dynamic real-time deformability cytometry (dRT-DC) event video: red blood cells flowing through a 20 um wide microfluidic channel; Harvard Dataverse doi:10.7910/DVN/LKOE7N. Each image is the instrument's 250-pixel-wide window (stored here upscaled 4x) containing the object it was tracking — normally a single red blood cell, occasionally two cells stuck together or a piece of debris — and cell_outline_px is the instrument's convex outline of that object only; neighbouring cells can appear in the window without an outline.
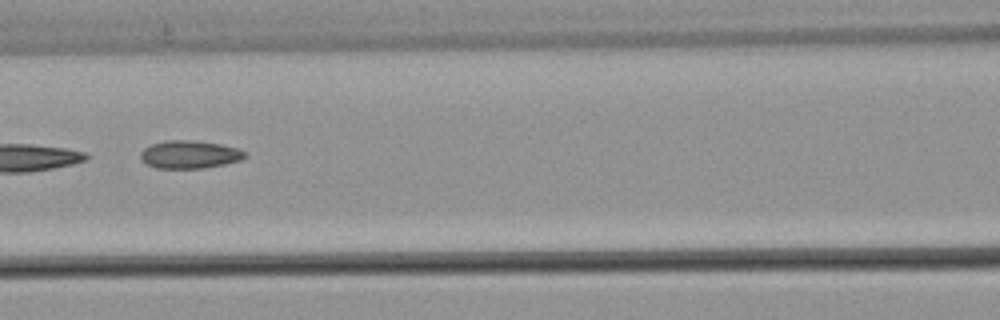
{"species": "common noctule bat (a hibernating species)", "species_latin": "Nyctalus noctula", "temperature_condition": "warm", "stored_images_in_passage": 8, "camera_frame_rate_fps": 3000, "um_per_image_px": 0.085, "animal": {"sex": "male", "body_mass_g": 21.5, "forearm_length_mm": 52.0}, "frame": {"image": 1, "passage_image": 6, "time_ms": 1.667, "image_size_px": [1000, 320], "cell_outline_px": [[248, 156], [240, 160], [224, 164], [204, 168], [156, 168], [140, 160], [140, 152], [144, 148], [152, 144], [164, 140], [192, 140], [220, 144], [236, 148], [244, 152]], "centroid_in_image_um": [16.08, 13.13], "position_along_channel_um": 150.5, "area_um2": 16.94}}